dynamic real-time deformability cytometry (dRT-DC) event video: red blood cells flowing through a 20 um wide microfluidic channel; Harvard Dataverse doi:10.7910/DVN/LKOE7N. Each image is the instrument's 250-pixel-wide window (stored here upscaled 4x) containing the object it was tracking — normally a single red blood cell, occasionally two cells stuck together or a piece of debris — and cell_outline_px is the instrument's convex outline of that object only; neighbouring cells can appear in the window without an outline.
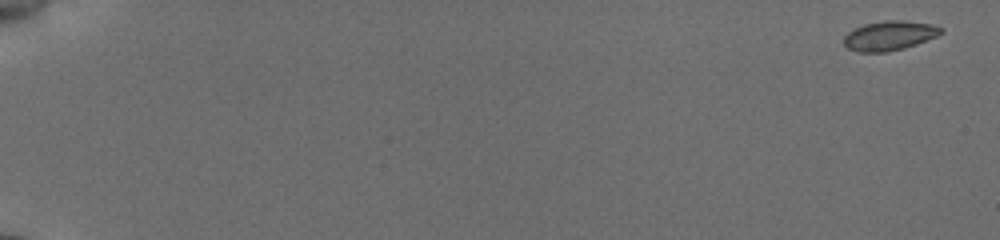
{"species": "common noctule bat (a hibernating species)", "species_latin": "Nyctalus noctula", "temperature_condition": "cold", "stored_images_in_passage": 56, "camera_frame_rate_fps": 3000, "um_per_image_px": 0.085, "animal": {"sex": "female", "body_mass_g": 19.5, "forearm_length_mm": 54.1}, "frame": {"image": 1, "passage_image": 1, "time_ms": 0.0, "image_size_px": [1000, 240], "cell_outline_px": [[944, 32], [936, 36], [916, 44], [904, 48], [888, 52], [860, 52], [848, 48], [844, 44], [844, 36], [848, 32], [864, 24], [884, 20], [904, 20], [932, 24], [944, 28]], "centroid_in_image_um": [75.62, 3.02], "position_along_channel_um": 9.4, "area_um2": 16.7}}
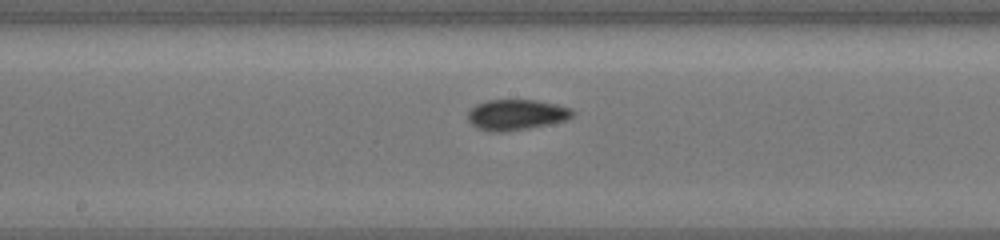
{"frame": {"image": 2, "passage_image": 32, "time_ms": 10.333, "image_size_px": [1000, 240], "cell_outline_px": [[576, 112], [572, 116], [564, 120], [548, 124], [508, 132], [492, 132], [476, 128], [468, 120], [468, 112], [476, 104], [488, 100], [536, 100], [556, 104], [572, 108]], "centroid_in_image_um": [43.88, 9.75], "position_along_channel_um": 204.3, "area_um2": 18.73}}
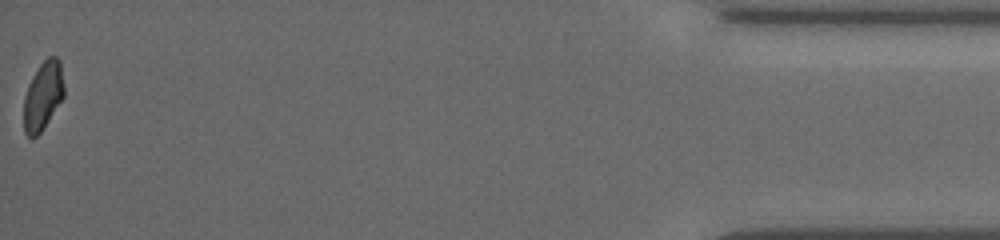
{"frame": {"image": 3, "passage_image": 56, "time_ms": 18.333, "image_size_px": [1000, 240], "cell_outline_px": [[64, 96], [40, 132], [32, 140], [24, 132], [24, 96], [28, 84], [32, 76], [40, 64], [48, 56], [56, 56], [60, 60], [64, 84]], "centroid_in_image_um": [3.65, 8.12], "position_along_channel_um": 431.6, "area_um2": 16.07}, "authors_computed_cell_mechanics": {"area_um2": 17.1088, "velocity_mm_per_s": 3.8203, "shape_relaxation_time_tau1_ms": 5.2241, "shape_relaxation_time_tau2_ms": 4.642, "deformation_change_tau1": 0.0951, "deformation_change_tau2": 0.0543}}